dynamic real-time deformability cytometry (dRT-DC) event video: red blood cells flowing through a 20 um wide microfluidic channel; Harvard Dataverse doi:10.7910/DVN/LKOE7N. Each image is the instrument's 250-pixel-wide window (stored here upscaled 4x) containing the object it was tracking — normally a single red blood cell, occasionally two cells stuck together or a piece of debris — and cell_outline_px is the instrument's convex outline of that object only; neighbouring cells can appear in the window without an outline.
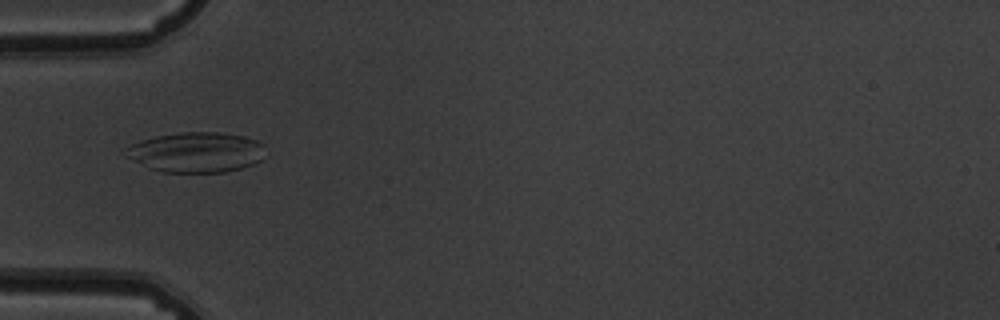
{"species": "common noctule bat (a hibernating species)", "species_latin": "Nyctalus noctula", "temperature_condition": "warm", "stored_images_in_passage": 53, "camera_frame_rate_fps": 3000, "um_per_image_px": 0.085, "animal": {"sex": "male", "body_mass_g": 19.5, "forearm_length_mm": 54.6}, "frame": {"image": 1, "passage_image": 18, "time_ms": 5.667, "image_size_px": [1000, 320], "cell_outline_px": [[264, 144], [260, 160], [252, 164], [240, 168], [224, 172], [164, 172], [148, 168], [124, 156], [120, 152], [128, 144], [140, 140], [156, 136], [180, 132], [220, 132], [244, 136], [256, 140]], "centroid_in_image_um": [16.58, 12.93], "position_along_channel_um": 68.4, "area_um2": 32.95}}
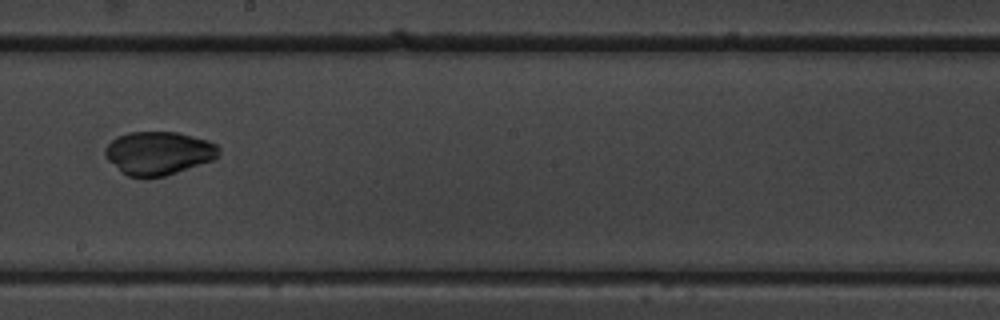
{"frame": {"image": 2, "passage_image": 31, "time_ms": 10.0, "image_size_px": [1000, 320], "cell_outline_px": [[220, 152], [212, 160], [164, 176], [128, 176], [108, 160], [104, 156], [104, 148], [116, 136], [128, 132], [176, 132], [208, 140], [216, 144], [220, 148]], "centroid_in_image_um": [13.46, 12.99], "position_along_channel_um": 234.7, "area_um2": 28.32}}
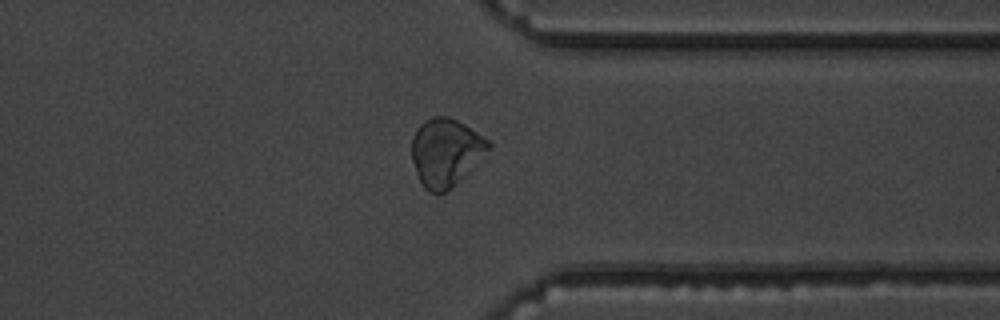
{"frame": {"image": 3, "passage_image": 42, "time_ms": 13.667, "image_size_px": [1000, 320], "cell_outline_px": [[492, 148], [444, 192], [428, 192], [424, 188], [416, 172], [412, 160], [412, 136], [416, 128], [424, 120], [432, 116], [448, 116], [464, 124], [488, 140], [492, 144]], "centroid_in_image_um": [37.85, 12.89], "position_along_channel_um": 373.5, "area_um2": 29.77}}